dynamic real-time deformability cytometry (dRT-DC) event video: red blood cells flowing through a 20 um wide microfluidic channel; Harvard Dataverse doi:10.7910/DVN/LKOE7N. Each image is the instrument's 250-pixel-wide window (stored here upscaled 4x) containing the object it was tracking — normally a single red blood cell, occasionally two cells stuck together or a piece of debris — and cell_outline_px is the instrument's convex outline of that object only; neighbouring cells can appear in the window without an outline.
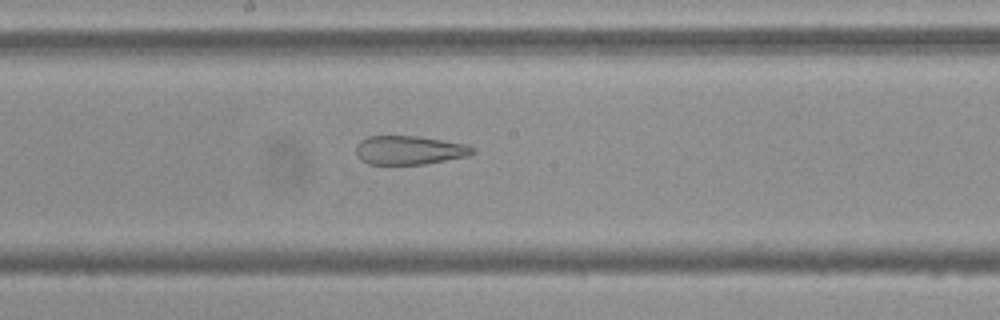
{"species": "Egyptian fruit bat (a non-hibernating species)", "species_latin": "Rousettus aegyptiacus", "temperature_condition": "cold", "stored_images_in_passage": 55, "camera_frame_rate_fps": 3000, "um_per_image_px": 0.085, "frame": {"image": 1, "passage_image": 29, "time_ms": 9.333, "image_size_px": [1000, 320], "cell_outline_px": [[476, 152], [468, 156], [424, 164], [368, 164], [360, 160], [356, 156], [356, 144], [360, 140], [368, 136], [416, 136], [468, 144], [476, 148]], "centroid_in_image_um": [34.79, 12.76], "position_along_channel_um": 213.4, "area_um2": 19.77}}
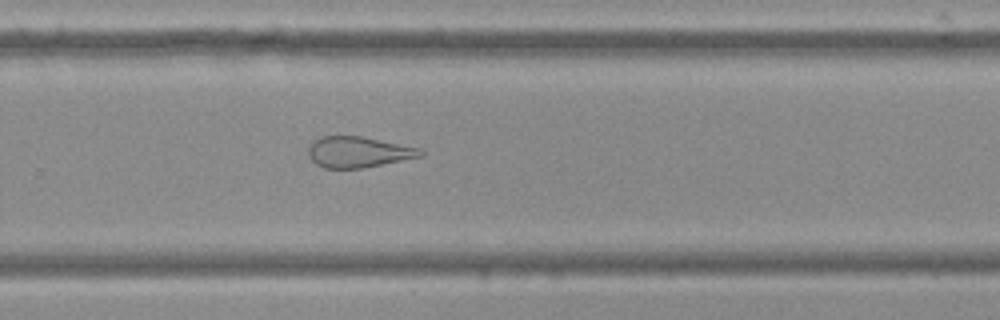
{"frame": {"image": 2, "passage_image": 36, "time_ms": 11.667, "image_size_px": [1000, 320], "cell_outline_px": [[424, 156], [360, 168], [324, 168], [316, 164], [308, 156], [308, 148], [320, 136], [360, 136], [420, 148], [424, 152]], "centroid_in_image_um": [30.45, 12.92], "position_along_channel_um": 299.3, "area_um2": 19.94}}
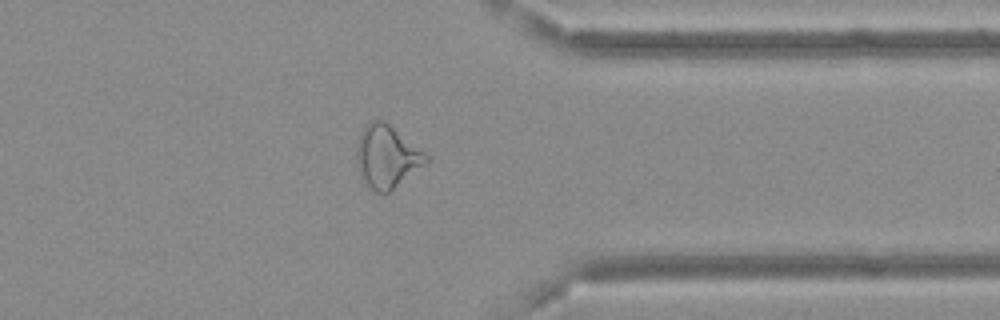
{"frame": {"image": 3, "passage_image": 43, "time_ms": 14.0, "image_size_px": [1000, 320], "cell_outline_px": [[428, 160], [424, 164], [388, 192], [376, 192], [360, 176], [356, 164], [356, 148], [360, 136], [364, 128], [372, 120], [384, 120], [424, 152], [428, 156]], "centroid_in_image_um": [32.84, 13.3], "position_along_channel_um": 378.6, "area_um2": 24.57}, "authors_computed_cell_mechanics": {"area_um2": 26.2412, "velocity_mm_per_s": 3.6923, "shape_relaxation_time_tau1_ms": null, "shape_relaxation_time_tau2_ms": 2.7106, "deformation_change_tau1": null, "deformation_change_tau2": 0.1304}}